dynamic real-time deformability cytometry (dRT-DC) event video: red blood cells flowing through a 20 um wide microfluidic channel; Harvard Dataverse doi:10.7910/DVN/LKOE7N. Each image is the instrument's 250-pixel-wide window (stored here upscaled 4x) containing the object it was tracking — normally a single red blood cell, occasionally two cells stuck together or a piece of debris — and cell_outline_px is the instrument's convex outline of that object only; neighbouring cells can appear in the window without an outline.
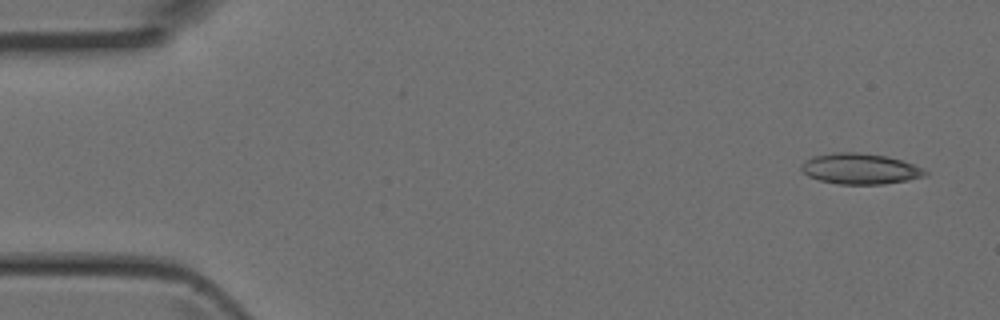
{"species": "Egyptian fruit bat (a non-hibernating species)", "species_latin": "Rousettus aegyptiacus", "temperature_condition": "room temperature", "stored_images_in_passage": 4, "camera_frame_rate_fps": 3000, "um_per_image_px": 0.085, "animal": {"sex": "female"}, "frame": {"image": 1, "passage_image": 1, "time_ms": 0.0, "image_size_px": [1000, 320], "cell_outline_px": [[928, 176], [908, 180], [884, 184], [840, 184], [820, 180], [808, 176], [800, 168], [800, 164], [804, 160], [812, 156], [832, 152], [856, 152], [888, 156], [924, 168], [928, 172]], "centroid_in_image_um": [73.11, 14.34], "position_along_channel_um": 11.9, "area_um2": 22.37}}
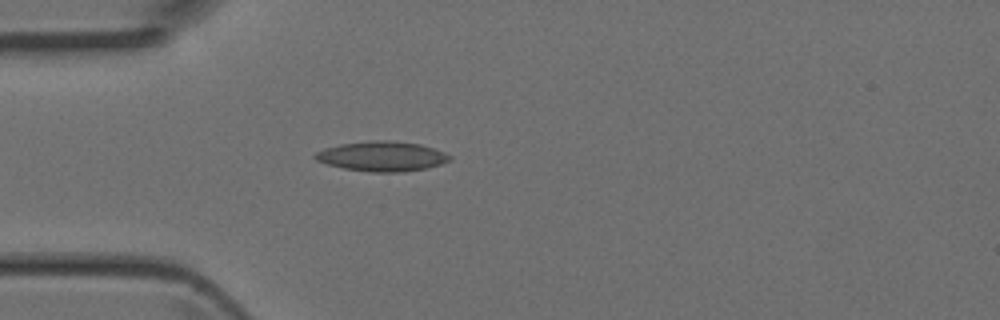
{"frame": {"image": 2, "passage_image": 4, "time_ms": 1.0, "image_size_px": [1000, 320], "cell_outline_px": [[452, 160], [428, 168], [400, 172], [372, 172], [344, 168], [328, 164], [316, 160], [312, 156], [316, 152], [324, 148], [340, 144], [372, 140], [388, 140], [420, 144], [444, 152], [452, 156]], "centroid_in_image_um": [32.47, 13.28], "position_along_channel_um": 52.5, "area_um2": 23.41}}